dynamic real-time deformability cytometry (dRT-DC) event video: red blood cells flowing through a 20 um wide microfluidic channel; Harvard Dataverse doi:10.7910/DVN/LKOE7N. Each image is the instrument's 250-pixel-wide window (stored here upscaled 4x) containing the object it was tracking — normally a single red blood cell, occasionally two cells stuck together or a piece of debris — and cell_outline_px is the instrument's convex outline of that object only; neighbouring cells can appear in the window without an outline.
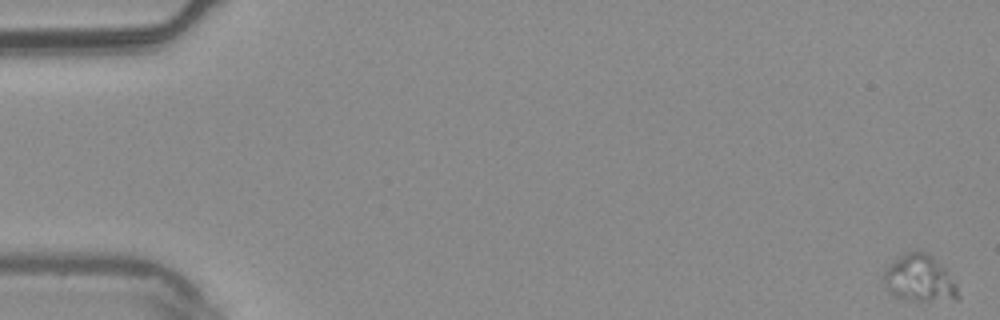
{"species": "common noctule bat (a hibernating species)", "species_latin": "Nyctalus noctula", "temperature_condition": "warm", "stored_images_in_passage": 6, "camera_frame_rate_fps": 3000, "um_per_image_px": 0.085, "animal": {"sex": "male", "body_mass_g": 20.4}, "frame": {"image": 1, "passage_image": 1, "time_ms": 0.0, "image_size_px": [1000, 320], "cell_outline_px": [[960, 300], [904, 300], [892, 296], [884, 288], [880, 280], [880, 276], [884, 268], [896, 256], [904, 252], [916, 248], [920, 248], [928, 252], [948, 272], [956, 284], [960, 296]], "centroid_in_image_um": [78.06, 23.63], "position_along_channel_um": 6.9, "area_um2": 21.44}}
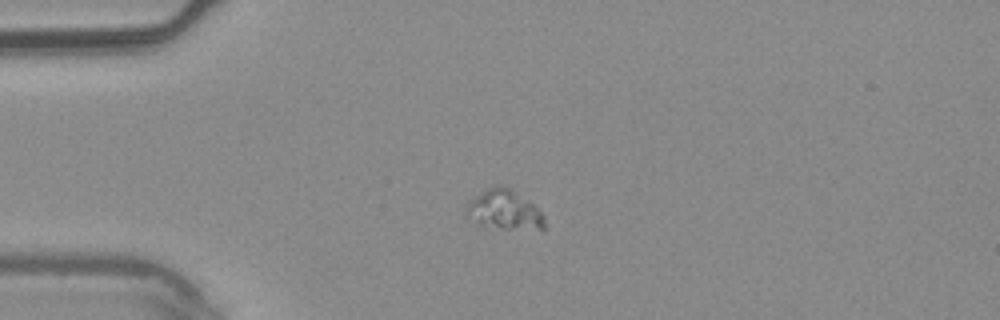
{"frame": {"image": 2, "passage_image": 5, "time_ms": 1.333, "image_size_px": [1000, 320], "cell_outline_px": [[544, 228], [484, 228], [464, 208], [476, 196], [488, 188], [496, 184], [500, 184], [508, 188], [532, 204], [544, 216]], "centroid_in_image_um": [42.86, 17.84], "position_along_channel_um": 42.1, "area_um2": 17.17}}